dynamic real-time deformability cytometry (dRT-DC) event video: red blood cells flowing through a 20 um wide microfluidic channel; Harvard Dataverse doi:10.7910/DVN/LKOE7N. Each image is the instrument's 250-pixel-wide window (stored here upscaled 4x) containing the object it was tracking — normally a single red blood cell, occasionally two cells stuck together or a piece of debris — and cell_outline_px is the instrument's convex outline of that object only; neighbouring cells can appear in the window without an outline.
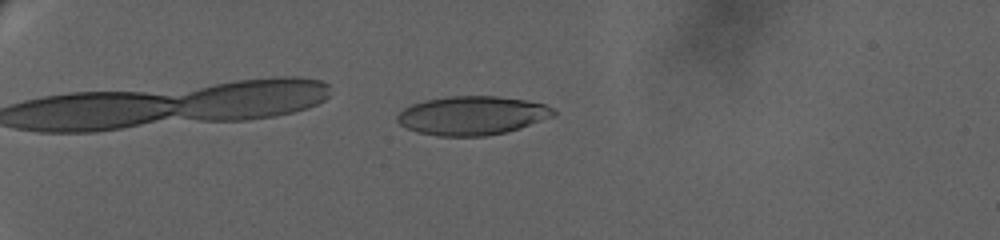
{"species": "human", "species_latin": "Homo sapiens", "temperature_condition": "warm", "stored_images_in_passage": 43, "camera_frame_rate_fps": 3000, "um_per_image_px": 0.085, "donor": {"sex": "female"}, "frame": {"image": 1, "passage_image": 12, "time_ms": 6.667, "image_size_px": [1000, 240], "cell_outline_px": [[556, 116], [520, 128], [504, 132], [484, 136], [436, 136], [416, 132], [400, 124], [396, 120], [396, 116], [404, 108], [412, 104], [424, 100], [448, 96], [496, 96], [524, 100], [544, 104], [556, 108]], "centroid_in_image_um": [40.15, 9.82], "position_along_channel_um": 44.9, "area_um2": 35.49}}
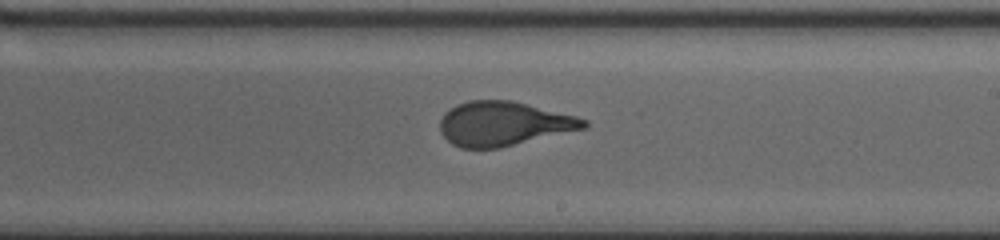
{"frame": {"image": 2, "passage_image": 27, "time_ms": 15.333, "image_size_px": [1000, 240], "cell_outline_px": [[588, 124], [584, 128], [500, 148], [460, 148], [452, 144], [440, 132], [440, 120], [444, 112], [456, 104], [468, 100], [512, 100], [576, 116], [588, 120]], "centroid_in_image_um": [42.77, 10.51], "position_along_channel_um": 246.2, "area_um2": 37.05}}
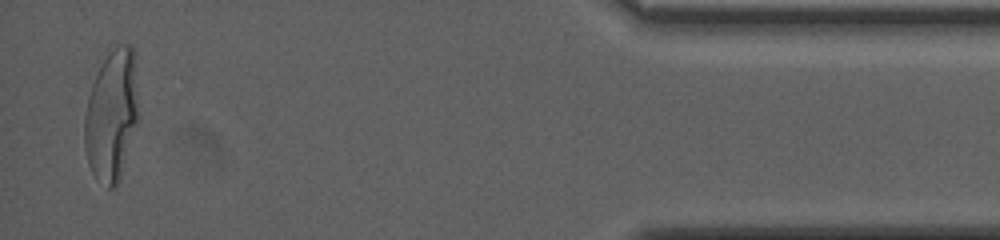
{"frame": {"image": 3, "passage_image": 43, "time_ms": 23.0, "image_size_px": [1000, 240], "cell_outline_px": [[140, 120], [120, 180], [112, 188], [108, 188], [96, 180], [88, 164], [84, 144], [84, 116], [88, 96], [92, 84], [108, 44], [132, 44], [136, 52], [140, 116]], "centroid_in_image_um": [9.54, 9.69], "position_along_channel_um": 425.7, "area_um2": 43.58}, "authors_computed_cell_mechanics": {"area_um2": 37.1076, "velocity_mm_per_s": 3.0715, "shape_relaxation_time_tau1_ms": 7.0753, "shape_relaxation_time_tau2_ms": null, "deformation_change_tau1": 0.2664, "deformation_change_tau2": null}}